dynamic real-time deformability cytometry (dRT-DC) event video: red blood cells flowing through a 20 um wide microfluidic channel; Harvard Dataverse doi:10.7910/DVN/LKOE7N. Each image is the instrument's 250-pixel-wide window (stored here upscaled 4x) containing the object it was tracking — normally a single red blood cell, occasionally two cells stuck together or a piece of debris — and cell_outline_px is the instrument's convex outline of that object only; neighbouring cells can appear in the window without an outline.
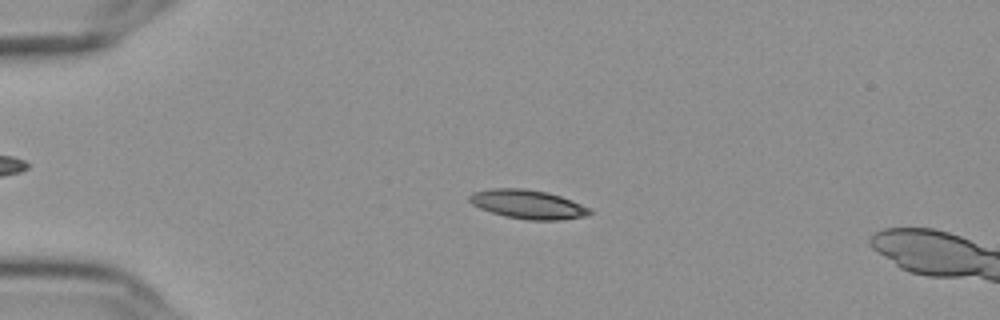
{"species": "Egyptian fruit bat (a non-hibernating species)", "species_latin": "Rousettus aegyptiacus", "temperature_condition": "cold", "stored_images_in_passage": 51, "segment_of_instrument_passage": [1, 2], "camera_frame_rate_fps": 3000, "um_per_image_px": 0.085, "frame": {"image": 1, "passage_image": 7, "time_ms": 2.0, "image_size_px": [1000, 320], "cell_outline_px": [[592, 212], [588, 216], [560, 220], [528, 220], [504, 216], [480, 208], [472, 204], [468, 200], [468, 196], [472, 192], [492, 188], [524, 188], [548, 192], [572, 200], [592, 208]], "centroid_in_image_um": [44.89, 17.36], "position_along_channel_um": 40.1, "area_um2": 20.52}}
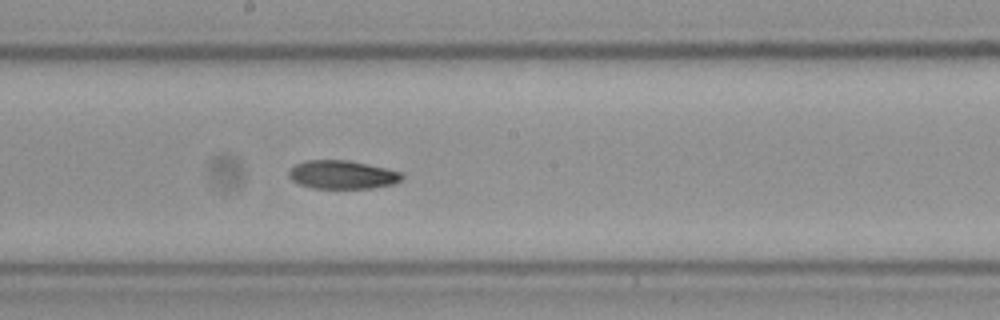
{"frame": {"image": 2, "passage_image": 25, "time_ms": 8.0, "image_size_px": [1000, 320], "cell_outline_px": [[404, 176], [400, 180], [392, 184], [372, 188], [312, 188], [300, 184], [292, 180], [288, 176], [288, 172], [296, 164], [304, 160], [348, 160], [368, 164], [400, 172]], "centroid_in_image_um": [29.06, 14.84], "position_along_channel_um": 219.1, "area_um2": 18.61}}
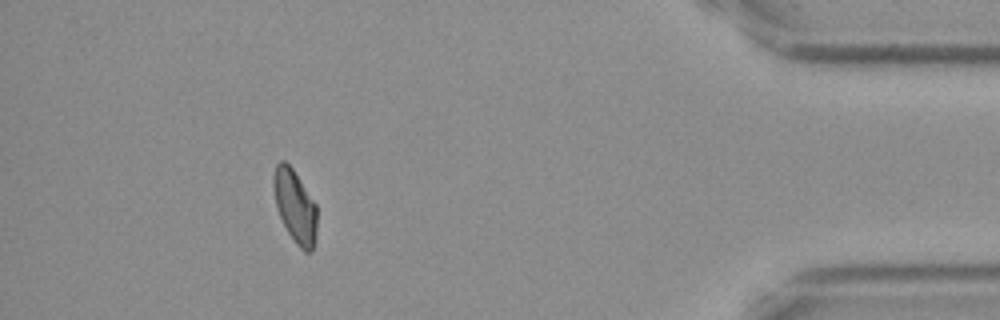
{"frame": {"image": 3, "passage_image": 45, "time_ms": 14.667, "image_size_px": [1000, 320], "cell_outline_px": [[316, 236], [312, 252], [304, 252], [296, 244], [288, 232], [276, 208], [272, 184], [272, 180], [276, 164], [280, 160], [284, 160], [292, 168], [316, 204]], "centroid_in_image_um": [25.06, 17.53], "position_along_channel_um": 410.1, "area_um2": 18.44}}